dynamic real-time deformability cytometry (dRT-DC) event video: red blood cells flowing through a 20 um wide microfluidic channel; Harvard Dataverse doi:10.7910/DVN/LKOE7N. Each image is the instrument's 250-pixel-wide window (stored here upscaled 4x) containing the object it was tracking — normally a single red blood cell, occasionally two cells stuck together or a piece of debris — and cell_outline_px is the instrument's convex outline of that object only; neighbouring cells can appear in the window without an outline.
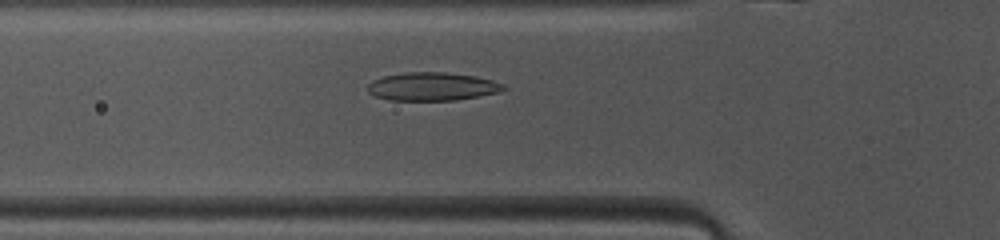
{"species": "common noctule bat (a hibernating species)", "species_latin": "Nyctalus noctula", "temperature_condition": "warm", "stored_images_in_passage": 47, "camera_frame_rate_fps": 3000, "um_per_image_px": 0.085, "animal": {"sex": "female", "body_mass_g": 10.0, "forearm_length_mm": 53.1}, "frame": {"image": 1, "passage_image": 14, "time_ms": 4.333, "image_size_px": [1000, 240], "cell_outline_px": [[508, 88], [496, 92], [480, 96], [456, 100], [388, 100], [376, 96], [368, 92], [368, 84], [372, 80], [384, 76], [408, 72], [444, 72], [476, 76], [492, 80], [504, 84]], "centroid_in_image_um": [36.74, 7.35], "position_along_channel_um": 89.1, "area_um2": 22.31}}
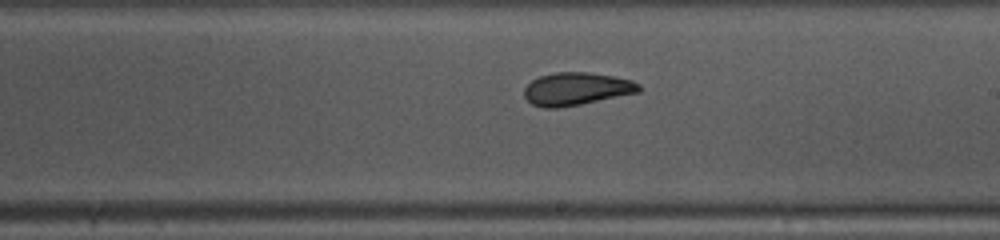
{"frame": {"image": 2, "passage_image": 25, "time_ms": 8.0, "image_size_px": [1000, 240], "cell_outline_px": [[640, 92], [580, 104], [556, 108], [544, 108], [532, 104], [524, 96], [524, 88], [532, 80], [540, 76], [556, 72], [592, 72], [632, 80], [640, 84]], "centroid_in_image_um": [49.0, 7.55], "position_along_channel_um": 240.0, "area_um2": 21.85}}
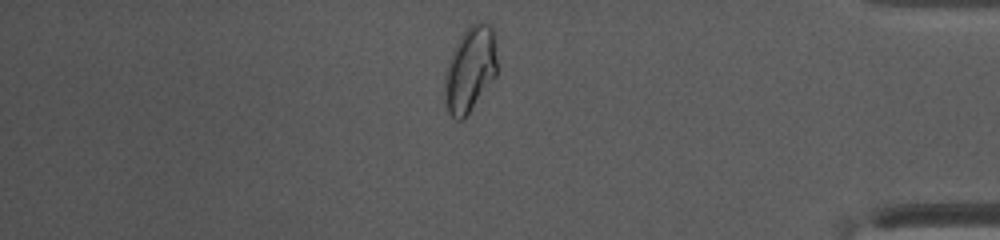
{"frame": {"image": 3, "passage_image": 39, "time_ms": 12.667, "image_size_px": [1000, 240], "cell_outline_px": [[496, 76], [468, 112], [460, 120], [456, 120], [448, 112], [444, 100], [444, 76], [452, 52], [460, 36], [472, 24], [480, 20], [484, 20], [492, 24], [496, 36]], "centroid_in_image_um": [39.97, 5.83], "position_along_channel_um": 395.2, "area_um2": 26.13}, "authors_computed_cell_mechanics": {"area_um2": 23.0622, "velocity_mm_per_s": 4.0939, "shape_relaxation_time_tau1_ms": 4.9199, "shape_relaxation_time_tau2_ms": 3.3443, "deformation_change_tau1": 0.1633, "deformation_change_tau2": 0.072}}